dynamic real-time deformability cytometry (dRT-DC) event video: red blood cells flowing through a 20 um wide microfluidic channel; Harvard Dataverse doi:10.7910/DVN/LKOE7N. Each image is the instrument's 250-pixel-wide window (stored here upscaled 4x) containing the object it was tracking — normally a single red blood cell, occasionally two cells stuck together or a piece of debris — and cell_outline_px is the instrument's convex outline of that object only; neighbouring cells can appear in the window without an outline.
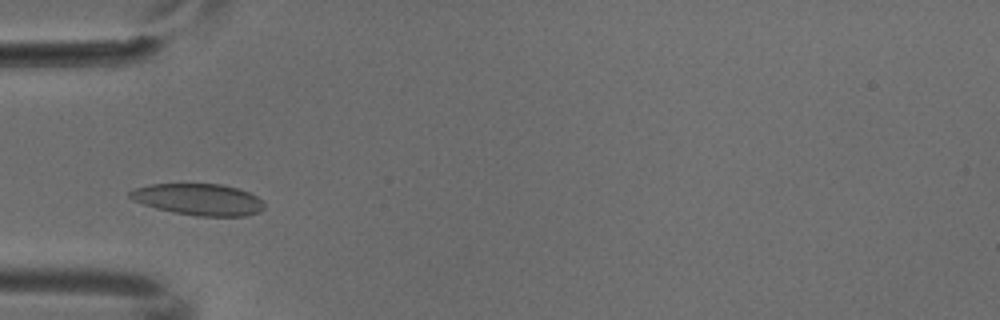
{"species": "common noctule bat (a hibernating species)", "species_latin": "Nyctalus noctula", "temperature_condition": "cold", "stored_images_in_passage": 2, "camera_frame_rate_fps": 3000, "um_per_image_px": 0.085, "animal": {"sex": "male", "body_mass_g": 18.8}, "frame": {"image": 1, "passage_image": 2, "time_ms": 0.333, "image_size_px": [1000, 320], "cell_outline_px": [[264, 208], [260, 212], [244, 216], [196, 216], [172, 212], [156, 208], [132, 200], [128, 196], [128, 192], [136, 188], [148, 184], [224, 184], [248, 192], [256, 196], [264, 204]], "centroid_in_image_um": [16.86, 16.95], "position_along_channel_um": 68.1, "area_um2": 24.68}}